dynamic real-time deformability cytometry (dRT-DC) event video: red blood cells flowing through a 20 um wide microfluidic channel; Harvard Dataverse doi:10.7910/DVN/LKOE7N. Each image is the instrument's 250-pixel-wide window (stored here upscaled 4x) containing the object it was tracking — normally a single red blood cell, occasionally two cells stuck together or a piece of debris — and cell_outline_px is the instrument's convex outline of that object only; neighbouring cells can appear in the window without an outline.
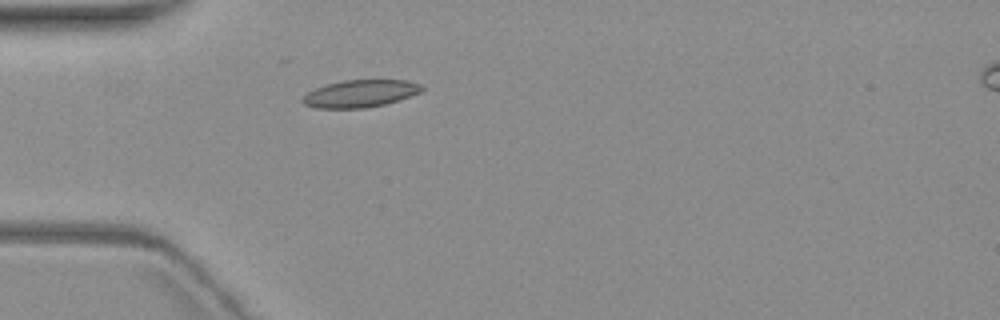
{"species": "common noctule bat (a hibernating species)", "species_latin": "Nyctalus noctula", "temperature_condition": "warm", "stored_images_in_passage": 1, "camera_frame_rate_fps": 3000, "um_per_image_px": 0.085, "animal": {"sex": "female", "body_mass_g": 19.3, "forearm_length_mm": 54.1}, "frame": {"image": 1, "passage_image": 1, "time_ms": 0.0, "image_size_px": [1000, 320], "cell_outline_px": [[424, 88], [420, 92], [384, 104], [364, 108], [316, 108], [304, 104], [300, 100], [308, 92], [324, 84], [344, 80], [408, 80], [420, 84]], "centroid_in_image_um": [30.58, 7.94], "position_along_channel_um": 54.4, "area_um2": 18.84}}